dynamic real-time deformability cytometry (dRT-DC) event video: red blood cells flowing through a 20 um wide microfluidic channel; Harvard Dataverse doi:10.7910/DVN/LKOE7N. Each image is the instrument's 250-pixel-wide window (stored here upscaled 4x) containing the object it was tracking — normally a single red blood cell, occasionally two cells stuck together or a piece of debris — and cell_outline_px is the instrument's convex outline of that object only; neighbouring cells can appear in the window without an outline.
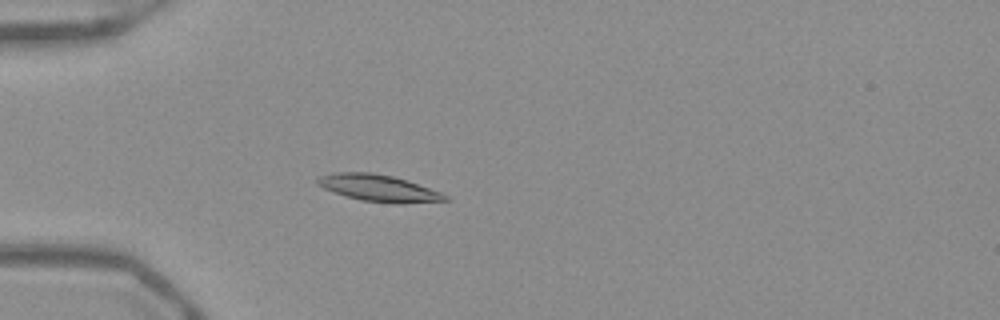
{"species": "Egyptian fruit bat (a non-hibernating species)", "species_latin": "Rousettus aegyptiacus", "temperature_condition": "warm", "stored_images_in_passage": 51, "camera_frame_rate_fps": 3000, "um_per_image_px": 0.085, "frame": {"image": 1, "passage_image": 14, "time_ms": 4.333, "image_size_px": [1000, 320], "cell_outline_px": [[448, 200], [400, 204], [360, 200], [324, 188], [316, 184], [316, 176], [332, 172], [372, 172], [392, 176], [440, 192], [448, 196]], "centroid_in_image_um": [32.12, 15.98], "position_along_channel_um": 52.9, "area_um2": 19.65}}
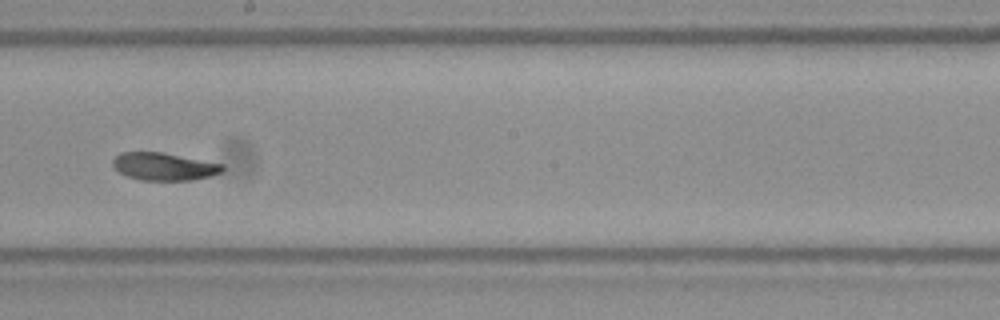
{"frame": {"image": 2, "passage_image": 29, "time_ms": 9.333, "image_size_px": [1000, 320], "cell_outline_px": [[224, 172], [212, 176], [192, 180], [140, 180], [128, 176], [120, 172], [112, 164], [112, 160], [120, 152], [164, 152], [224, 164]], "centroid_in_image_um": [13.99, 14.15], "position_along_channel_um": 234.2, "area_um2": 17.8}}
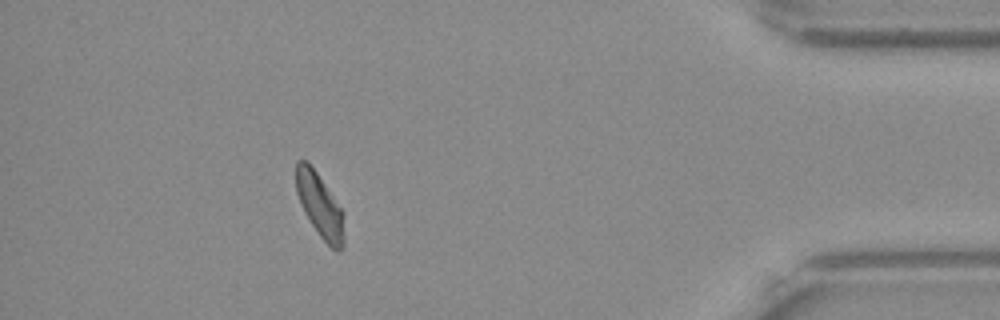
{"frame": {"image": 3, "passage_image": 46, "time_ms": 15.0, "image_size_px": [1000, 320], "cell_outline_px": [[344, 248], [340, 252], [336, 252], [320, 236], [304, 212], [296, 192], [296, 160], [304, 160], [316, 172], [344, 212]], "centroid_in_image_um": [27.21, 17.52], "position_along_channel_um": 408.0, "area_um2": 17.8}, "authors_computed_cell_mechanics": {"area_um2": 18.2648, "velocity_mm_per_s": 3.9121, "shape_relaxation_time_tau1_ms": 6.033, "shape_relaxation_time_tau2_ms": null, "deformation_change_tau1": 0.1633, "deformation_change_tau2": null}}